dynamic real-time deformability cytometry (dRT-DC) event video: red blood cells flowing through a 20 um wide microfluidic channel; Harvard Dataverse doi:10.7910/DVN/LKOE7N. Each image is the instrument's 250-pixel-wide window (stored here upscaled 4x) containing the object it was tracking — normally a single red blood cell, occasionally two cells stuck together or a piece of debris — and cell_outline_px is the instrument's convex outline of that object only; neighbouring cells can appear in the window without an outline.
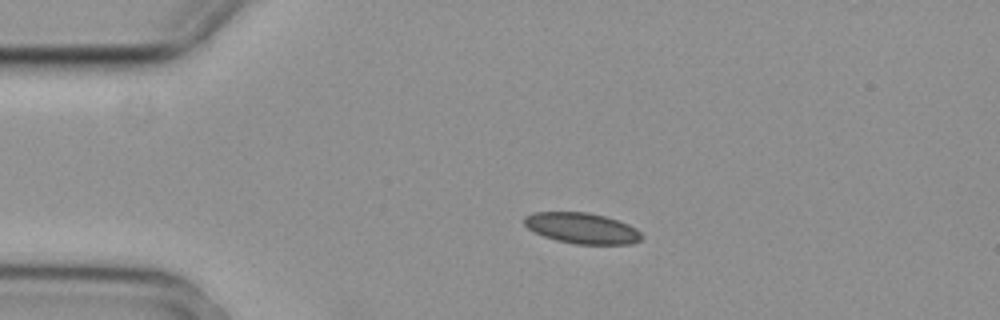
{"species": "common noctule bat (a hibernating species)", "species_latin": "Nyctalus noctula", "temperature_condition": "cold", "stored_images_in_passage": 4, "camera_frame_rate_fps": 3000, "um_per_image_px": 0.085, "animal": {"sex": "female", "body_mass_g": 29.2, "forearm_length_mm": 56.3}, "frame": {"image": 1, "passage_image": 3, "time_ms": 0.667, "image_size_px": [1000, 320], "cell_outline_px": [[644, 236], [640, 240], [632, 244], [576, 244], [556, 240], [544, 236], [528, 228], [524, 224], [524, 216], [532, 212], [588, 212], [604, 216], [628, 224], [636, 228]], "centroid_in_image_um": [49.47, 19.39], "position_along_channel_um": 35.5, "area_um2": 21.04}}